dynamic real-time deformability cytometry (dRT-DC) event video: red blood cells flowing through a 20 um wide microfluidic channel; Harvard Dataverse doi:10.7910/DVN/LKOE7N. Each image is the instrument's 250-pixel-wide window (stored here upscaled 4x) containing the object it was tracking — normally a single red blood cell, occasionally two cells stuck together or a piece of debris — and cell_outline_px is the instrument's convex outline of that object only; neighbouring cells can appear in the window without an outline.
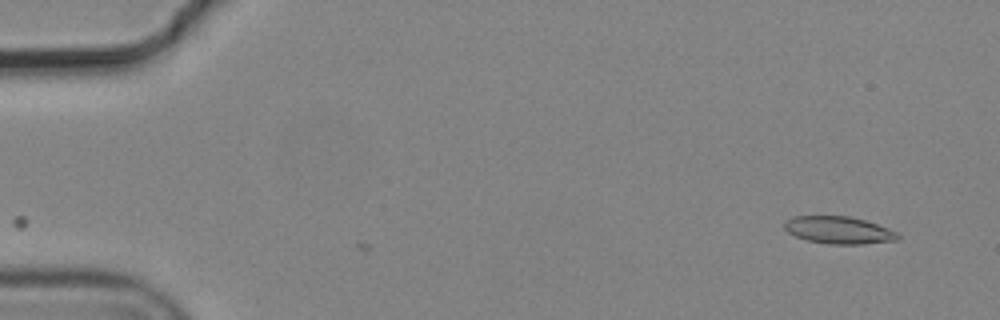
{"species": "common noctule bat (a hibernating species)", "species_latin": "Nyctalus noctula", "temperature_condition": "cold", "stored_images_in_passage": 2, "camera_frame_rate_fps": 3000, "um_per_image_px": 0.085, "animal": {"sex": "male", "body_mass_g": 19.2, "forearm_length_mm": 51.8}, "frame": {"image": 1, "passage_image": 2, "time_ms": 0.333, "image_size_px": [1000, 320], "cell_outline_px": [[900, 236], [896, 240], [864, 244], [828, 244], [808, 240], [796, 236], [788, 232], [784, 228], [784, 220], [792, 216], [848, 216], [864, 220], [900, 232]], "centroid_in_image_um": [71.29, 19.56], "position_along_channel_um": 13.7, "area_um2": 18.09}}